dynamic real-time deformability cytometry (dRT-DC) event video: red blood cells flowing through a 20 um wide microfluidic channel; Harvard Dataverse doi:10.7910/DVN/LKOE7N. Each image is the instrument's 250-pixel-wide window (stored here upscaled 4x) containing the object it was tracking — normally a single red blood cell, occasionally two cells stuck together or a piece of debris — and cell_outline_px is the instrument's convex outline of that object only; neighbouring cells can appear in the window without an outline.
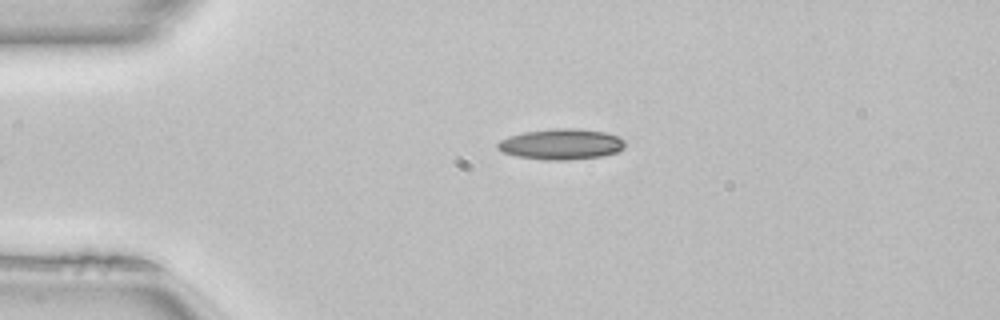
{"species": "common noctule bat (a hibernating species)", "species_latin": "Nyctalus noctula", "temperature_condition": "room temperature", "stored_images_in_passage": 35, "camera_frame_rate_fps": 3000, "um_per_image_px": 0.085, "animal": {"sex": "female", "body_mass_g": 22.7, "forearm_length_mm": 54.2}, "frame": {"image": 1, "passage_image": 1, "time_ms": 0.0, "image_size_px": [1000, 320], "cell_outline_px": [[624, 148], [616, 152], [604, 156], [568, 160], [548, 160], [516, 156], [504, 152], [496, 148], [496, 144], [500, 140], [508, 136], [524, 132], [556, 128], [580, 128], [604, 132], [616, 136], [624, 140]], "centroid_in_image_um": [47.7, 12.25], "position_along_channel_um": 37.3, "area_um2": 22.83}, "authors_computed_cell_mechanics": {"area_um2": 22.4264, "velocity_mm_per_s": 4.0869, "shape_relaxation_time_tau1_ms": null, "shape_relaxation_time_tau2_ms": 4.8044, "deformation_change_tau1": null, "deformation_change_tau2": 0.1363}}